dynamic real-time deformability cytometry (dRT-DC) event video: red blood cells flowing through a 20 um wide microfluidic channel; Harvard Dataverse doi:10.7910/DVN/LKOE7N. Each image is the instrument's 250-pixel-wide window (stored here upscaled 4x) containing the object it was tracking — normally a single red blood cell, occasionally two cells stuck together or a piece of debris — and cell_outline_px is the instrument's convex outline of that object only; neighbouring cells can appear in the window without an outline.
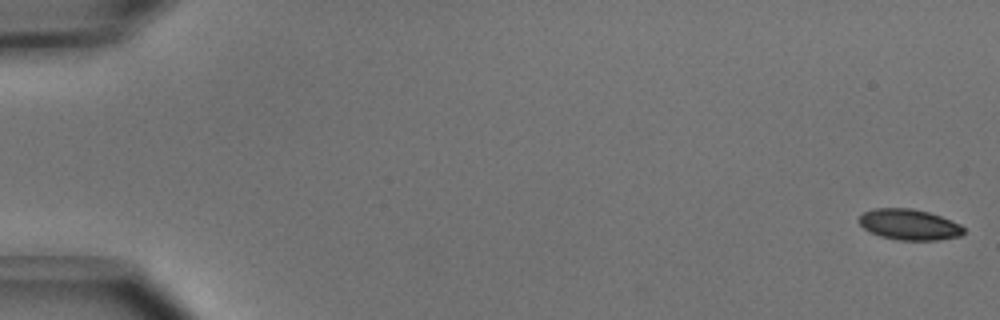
{"species": "common noctule bat (a hibernating species)", "species_latin": "Nyctalus noctula", "temperature_condition": "cold", "stored_images_in_passage": 51, "camera_frame_rate_fps": 3000, "um_per_image_px": 0.085, "animal": {"sex": "male", "body_mass_g": 15.6}, "frame": {"image": 1, "passage_image": 1, "time_ms": 0.0, "image_size_px": [1000, 320], "cell_outline_px": [[964, 232], [960, 236], [936, 240], [896, 240], [880, 236], [868, 232], [856, 220], [864, 212], [872, 208], [912, 208], [928, 212], [940, 216], [960, 224], [964, 228]], "centroid_in_image_um": [77.24, 19.08], "position_along_channel_um": 7.8, "area_um2": 18.9}}
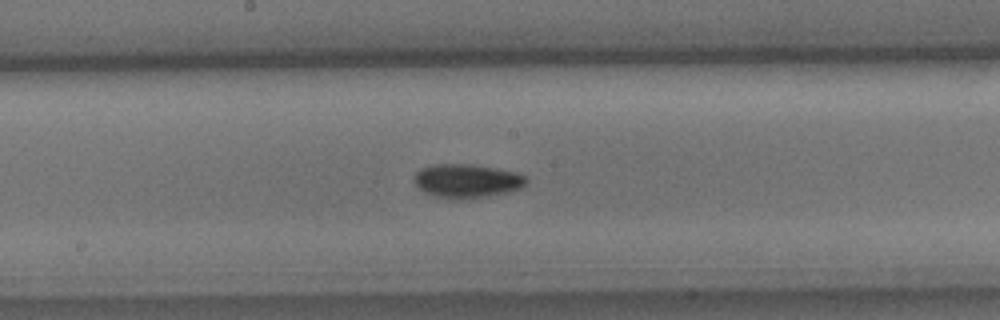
{"frame": {"image": 2, "passage_image": 28, "time_ms": 9.0, "image_size_px": [1000, 320], "cell_outline_px": [[528, 180], [520, 188], [504, 192], [464, 200], [444, 200], [432, 196], [424, 192], [412, 180], [416, 172], [420, 168], [432, 164], [472, 164], [516, 172], [524, 176]], "centroid_in_image_um": [39.59, 15.39], "position_along_channel_um": 208.6, "area_um2": 22.25}}
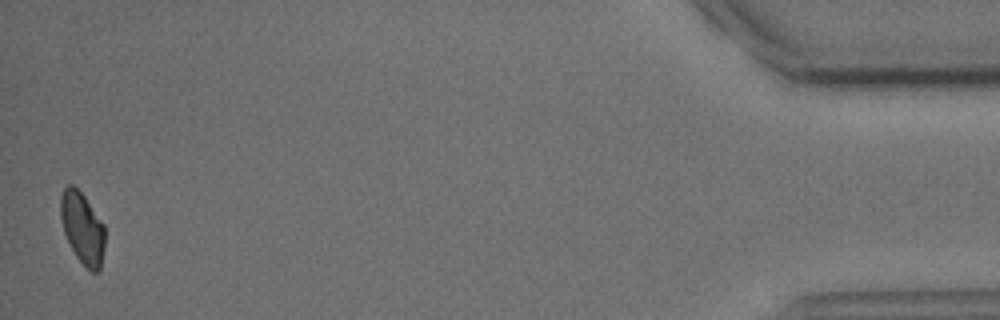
{"frame": {"image": 3, "passage_image": 51, "time_ms": 16.667, "image_size_px": [1000, 320], "cell_outline_px": [[104, 248], [100, 268], [96, 272], [92, 272], [76, 256], [64, 232], [60, 216], [60, 196], [64, 188], [68, 184], [72, 184], [84, 196], [104, 224]], "centroid_in_image_um": [7.0, 19.35], "position_along_channel_um": 428.2, "area_um2": 18.21}, "authors_computed_cell_mechanics": {"area_um2": 19.7676, "velocity_mm_per_s": 3.9543, "shape_relaxation_time_tau1_ms": 3.3045, "shape_relaxation_time_tau2_ms": null, "deformation_change_tau1": 0.086, "deformation_change_tau2": null}}